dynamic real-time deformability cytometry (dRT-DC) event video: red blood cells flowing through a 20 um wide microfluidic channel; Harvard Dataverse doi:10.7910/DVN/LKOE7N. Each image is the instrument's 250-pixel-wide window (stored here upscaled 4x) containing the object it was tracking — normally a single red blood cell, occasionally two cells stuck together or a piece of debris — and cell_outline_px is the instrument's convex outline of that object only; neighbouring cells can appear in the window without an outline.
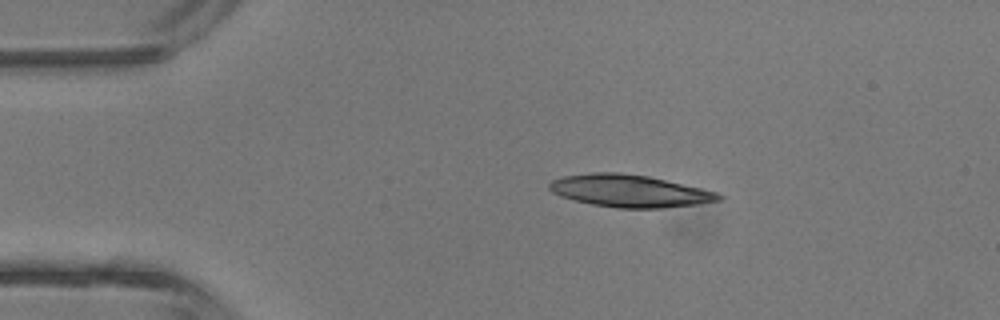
{"species": "common noctule bat (a hibernating species)", "species_latin": "Nyctalus noctula", "temperature_condition": "room temperature", "stored_images_in_passage": 4, "camera_frame_rate_fps": 3000, "um_per_image_px": 0.085, "animal": {"sex": "male", "body_mass_g": 13.3}, "frame": {"image": 1, "passage_image": 3, "time_ms": 2.333, "image_size_px": [1000, 320], "cell_outline_px": [[724, 196], [720, 200], [696, 204], [664, 208], [616, 208], [592, 204], [560, 196], [552, 192], [548, 188], [548, 184], [552, 180], [564, 176], [592, 172], [616, 172], [648, 176], [700, 188], [716, 192]], "centroid_in_image_um": [53.48, 16.23], "position_along_channel_um": 31.5, "area_um2": 31.67}}